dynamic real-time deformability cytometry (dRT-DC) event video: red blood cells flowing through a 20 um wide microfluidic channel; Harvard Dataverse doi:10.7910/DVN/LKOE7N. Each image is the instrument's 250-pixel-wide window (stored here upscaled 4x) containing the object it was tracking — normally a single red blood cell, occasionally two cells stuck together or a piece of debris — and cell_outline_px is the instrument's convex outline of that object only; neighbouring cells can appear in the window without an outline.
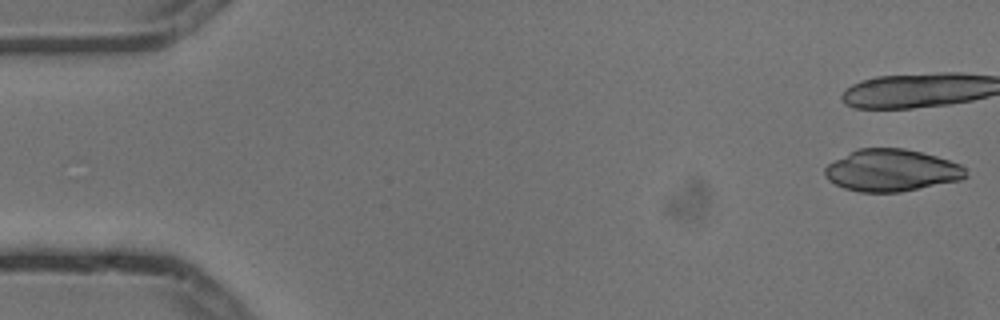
{"species": "common noctule bat (a hibernating species)", "species_latin": "Nyctalus noctula", "temperature_condition": "cold", "stored_images_in_passage": 4, "camera_frame_rate_fps": 3000, "um_per_image_px": 0.085, "animal": {"sex": "male", "body_mass_g": 13.3}, "frame": {"image": 1, "passage_image": 1, "time_ms": 0.0, "image_size_px": [1000, 320], "cell_outline_px": [[968, 176], [960, 180], [900, 192], [860, 192], [844, 188], [828, 180], [824, 176], [824, 168], [828, 164], [856, 148], [904, 148], [936, 156], [960, 164], [964, 168]], "centroid_in_image_um": [75.76, 14.48], "position_along_channel_um": 9.2, "area_um2": 34.45}}